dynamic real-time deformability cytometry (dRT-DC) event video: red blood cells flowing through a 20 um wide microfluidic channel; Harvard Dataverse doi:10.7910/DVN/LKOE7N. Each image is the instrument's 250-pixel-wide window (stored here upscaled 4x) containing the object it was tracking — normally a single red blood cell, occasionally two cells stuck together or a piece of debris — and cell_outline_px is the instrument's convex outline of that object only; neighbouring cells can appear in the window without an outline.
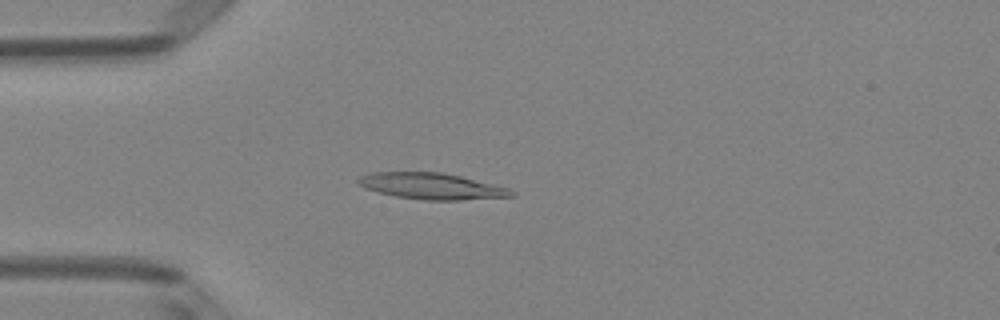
{"species": "Egyptian fruit bat (a non-hibernating species)", "species_latin": "Rousettus aegyptiacus", "temperature_condition": "room temperature", "stored_images_in_passage": 49, "camera_frame_rate_fps": 3000, "um_per_image_px": 0.085, "animal": {"sex": "female"}, "frame": {"image": 1, "passage_image": 13, "time_ms": 4.0, "image_size_px": [1000, 320], "cell_outline_px": [[516, 196], [460, 200], [424, 200], [396, 196], [364, 188], [356, 184], [356, 180], [360, 176], [372, 172], [444, 172], [508, 188], [516, 192]], "centroid_in_image_um": [36.67, 15.82], "position_along_channel_um": 48.3, "area_um2": 23.41}}
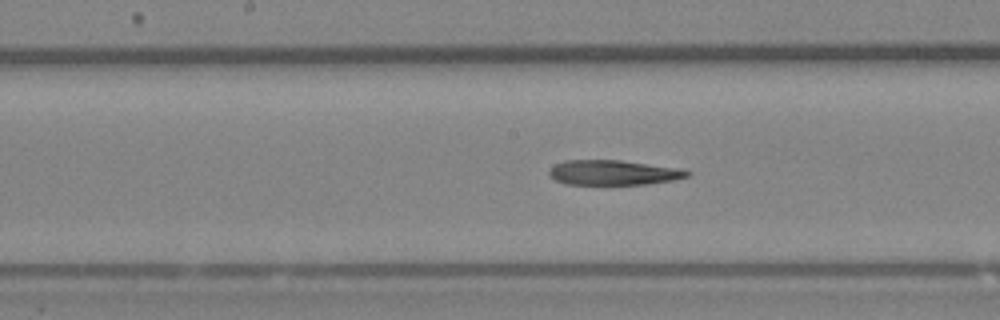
{"frame": {"image": 2, "passage_image": 25, "time_ms": 8.0, "image_size_px": [1000, 320], "cell_outline_px": [[692, 172], [688, 176], [672, 180], [648, 184], [564, 184], [548, 176], [548, 172], [556, 164], [564, 160], [620, 160], [680, 168]], "centroid_in_image_um": [52.13, 14.67], "position_along_channel_um": 196.1, "area_um2": 20.0}}
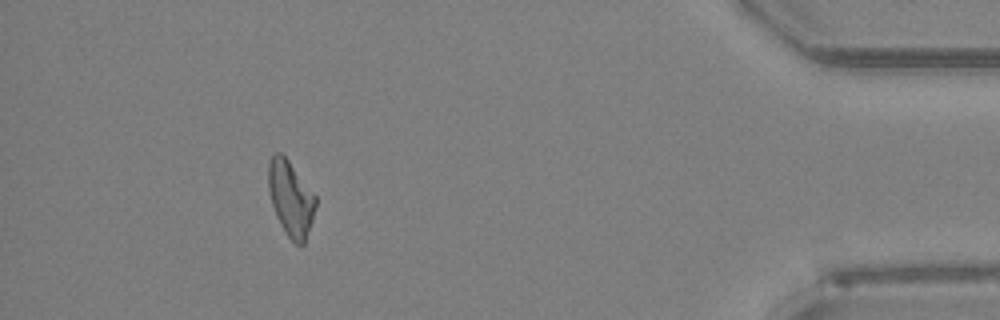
{"frame": {"image": 3, "passage_image": 45, "time_ms": 14.667, "image_size_px": [1000, 320], "cell_outline_px": [[316, 204], [312, 220], [304, 244], [296, 244], [288, 236], [280, 224], [276, 216], [272, 204], [268, 188], [268, 164], [272, 156], [276, 152], [280, 152], [288, 160], [316, 196]], "centroid_in_image_um": [24.7, 16.86], "position_along_channel_um": 410.5, "area_um2": 20.4}}